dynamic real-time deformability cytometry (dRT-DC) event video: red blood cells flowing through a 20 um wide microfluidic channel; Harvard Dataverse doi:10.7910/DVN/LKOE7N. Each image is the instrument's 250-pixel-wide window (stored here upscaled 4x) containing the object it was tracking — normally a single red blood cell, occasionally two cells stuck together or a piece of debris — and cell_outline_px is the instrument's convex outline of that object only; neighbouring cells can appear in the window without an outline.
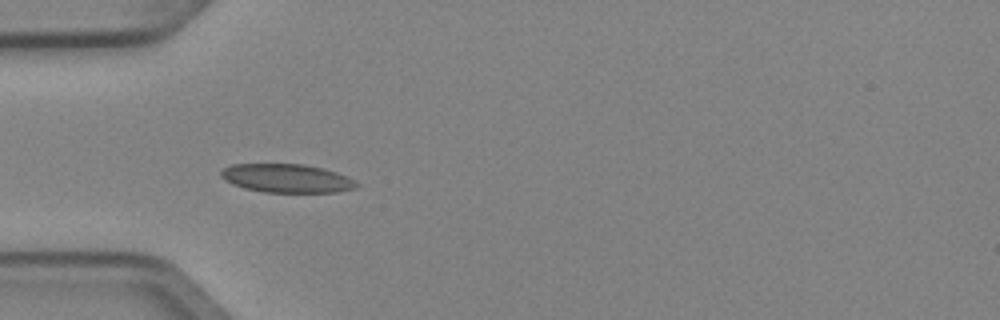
{"species": "Egyptian fruit bat (a non-hibernating species)", "species_latin": "Rousettus aegyptiacus", "temperature_condition": "cold", "stored_images_in_passage": 2, "camera_frame_rate_fps": 3000, "um_per_image_px": 0.085, "animal": {"sex": "female"}, "frame": {"image": 1, "passage_image": 1, "time_ms": 0.0, "image_size_px": [1000, 320], "cell_outline_px": [[360, 184], [356, 188], [336, 192], [264, 192], [244, 188], [232, 184], [224, 180], [220, 176], [220, 172], [224, 168], [232, 164], [304, 164], [324, 168], [336, 172]], "centroid_in_image_um": [24.34, 15.15], "position_along_channel_um": 60.7, "area_um2": 22.54}}
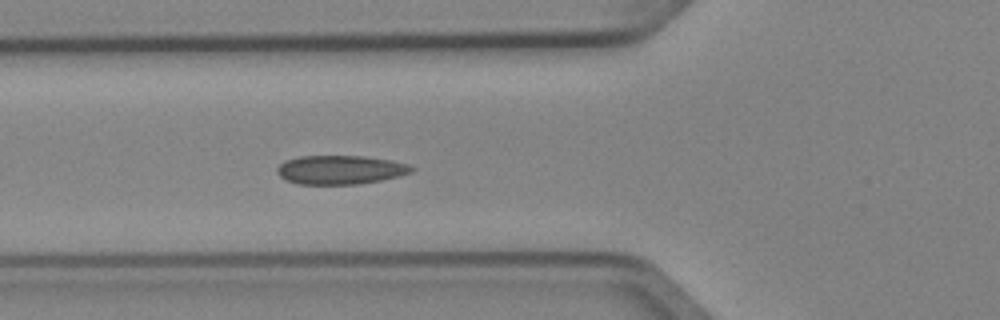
{"frame": {"image": 2, "passage_image": 2, "time_ms": 0.333, "image_size_px": [1000, 320], "cell_outline_px": [[416, 168], [412, 172], [400, 176], [380, 180], [356, 184], [300, 184], [288, 180], [280, 176], [276, 172], [276, 168], [284, 160], [300, 156], [364, 156], [392, 160], [408, 164]], "centroid_in_image_um": [28.94, 14.42], "position_along_channel_um": 96.9, "area_um2": 22.66}}